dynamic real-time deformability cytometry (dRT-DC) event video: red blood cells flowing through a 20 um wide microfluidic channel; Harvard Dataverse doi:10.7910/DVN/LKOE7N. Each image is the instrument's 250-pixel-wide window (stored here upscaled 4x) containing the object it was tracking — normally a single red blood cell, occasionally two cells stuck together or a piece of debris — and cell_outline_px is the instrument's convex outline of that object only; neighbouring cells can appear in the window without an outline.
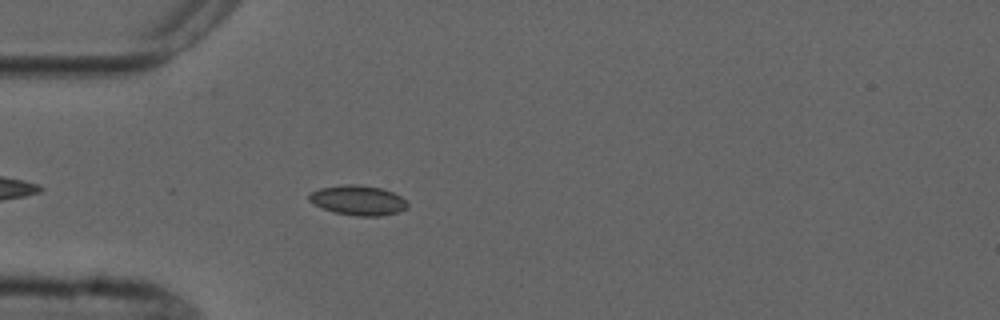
{"species": "common noctule bat (a hibernating species)", "species_latin": "Nyctalus noctula", "temperature_condition": "cold", "stored_images_in_passage": 5, "camera_frame_rate_fps": 3000, "um_per_image_px": 0.085, "animal": {"sex": "male", "forearm_length_mm": 52.5}, "frame": {"image": 1, "passage_image": 5, "time_ms": 4.667, "image_size_px": [1000, 320], "cell_outline_px": [[408, 208], [400, 212], [380, 216], [356, 216], [336, 212], [324, 208], [308, 200], [308, 196], [312, 192], [320, 188], [344, 184], [356, 184], [380, 188], [392, 192], [408, 200]], "centroid_in_image_um": [30.49, 17.02], "position_along_channel_um": 54.5, "area_um2": 17.05}}